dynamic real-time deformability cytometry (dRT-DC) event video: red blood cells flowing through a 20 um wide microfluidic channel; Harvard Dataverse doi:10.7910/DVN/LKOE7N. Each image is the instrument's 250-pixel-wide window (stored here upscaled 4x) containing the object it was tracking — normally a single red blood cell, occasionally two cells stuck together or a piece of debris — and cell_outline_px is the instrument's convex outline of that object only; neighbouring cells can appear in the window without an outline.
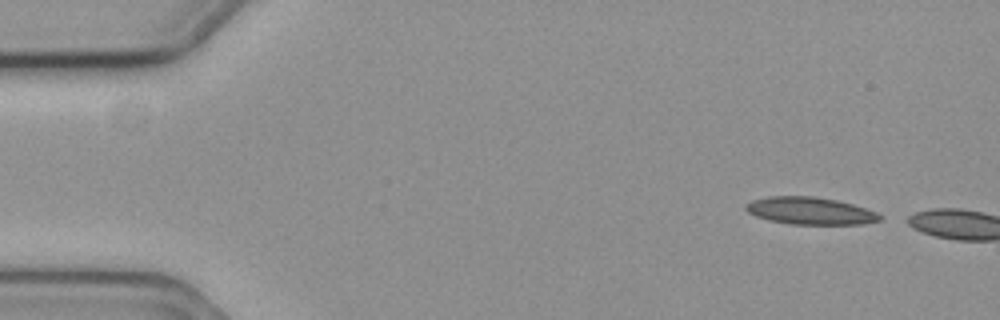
{"species": "common noctule bat (a hibernating species)", "species_latin": "Nyctalus noctula", "temperature_condition": "cold", "stored_images_in_passage": 2, "camera_frame_rate_fps": 3000, "um_per_image_px": 0.085, "animal": {"sex": "female", "body_mass_g": 19.3, "forearm_length_mm": 54.1}, "frame": {"image": 1, "passage_image": 1, "time_ms": 0.0, "image_size_px": [1000, 320], "cell_outline_px": [[884, 216], [880, 220], [864, 224], [788, 224], [768, 220], [756, 216], [748, 212], [744, 208], [744, 204], [752, 200], [768, 196], [812, 196], [836, 200], [852, 204], [876, 212]], "centroid_in_image_um": [68.83, 17.92], "position_along_channel_um": 16.2, "area_um2": 21.39}}